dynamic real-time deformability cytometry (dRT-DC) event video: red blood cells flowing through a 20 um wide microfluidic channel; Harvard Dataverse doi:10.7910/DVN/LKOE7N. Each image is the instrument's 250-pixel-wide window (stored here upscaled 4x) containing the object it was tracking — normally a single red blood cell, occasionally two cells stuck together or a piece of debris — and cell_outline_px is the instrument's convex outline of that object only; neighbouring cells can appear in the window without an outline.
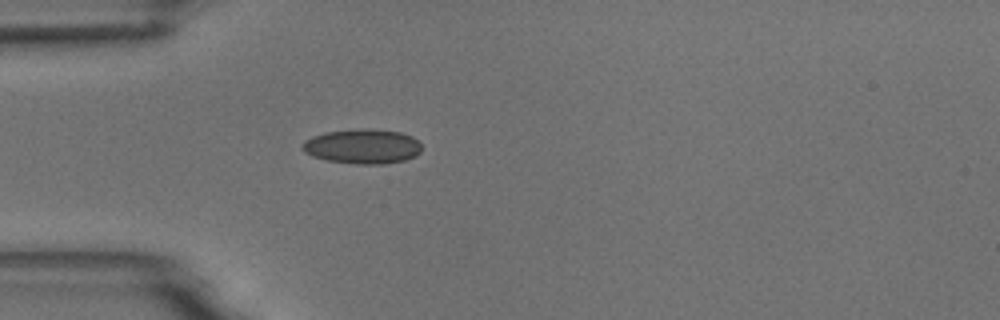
{"species": "common noctule bat (a hibernating species)", "species_latin": "Nyctalus noctula", "temperature_condition": "room temperature", "stored_images_in_passage": 1, "camera_frame_rate_fps": 3000, "um_per_image_px": 0.085, "animal": {"sex": "male", "body_mass_g": 18.8}, "frame": {"image": 1, "passage_image": 1, "time_ms": 0.0, "image_size_px": [1000, 320], "cell_outline_px": [[420, 152], [416, 156], [404, 160], [384, 164], [356, 164], [328, 160], [312, 156], [304, 152], [300, 148], [304, 140], [312, 136], [324, 132], [360, 128], [368, 128], [400, 132], [412, 136], [420, 144]], "centroid_in_image_um": [30.78, 12.43], "position_along_channel_um": 54.2, "area_um2": 24.28}}